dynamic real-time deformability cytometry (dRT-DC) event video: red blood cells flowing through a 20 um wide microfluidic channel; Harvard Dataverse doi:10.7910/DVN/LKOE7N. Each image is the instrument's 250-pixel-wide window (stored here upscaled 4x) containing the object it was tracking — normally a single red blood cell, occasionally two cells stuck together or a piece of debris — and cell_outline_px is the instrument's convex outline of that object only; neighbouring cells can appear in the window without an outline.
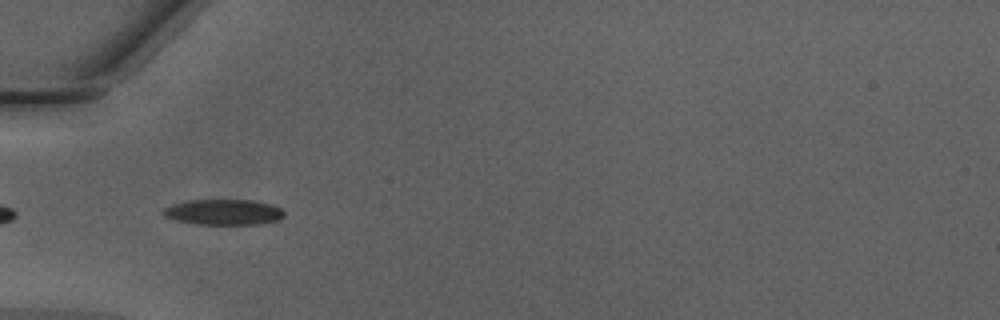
{"species": "Egyptian fruit bat (a non-hibernating species)", "species_latin": "Rousettus aegyptiacus", "temperature_condition": "warm", "stored_images_in_passage": 34, "camera_frame_rate_fps": 3000, "um_per_image_px": 0.085, "animal": {"sex": "male"}, "frame": {"image": 1, "passage_image": 2, "time_ms": 0.333, "image_size_px": [1000, 320], "cell_outline_px": [[284, 216], [280, 220], [260, 224], [196, 224], [176, 220], [164, 216], [164, 208], [172, 204], [188, 200], [252, 200], [272, 204], [280, 208], [284, 212]], "centroid_in_image_um": [19.04, 18.03], "position_along_channel_um": 66.0, "area_um2": 18.03}}
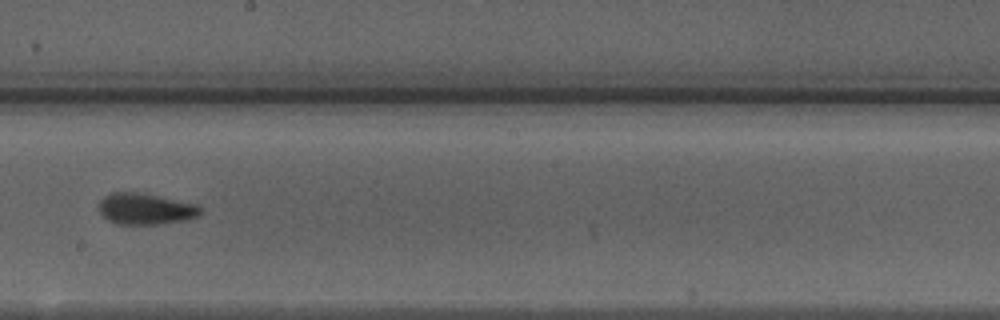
{"frame": {"image": 2, "passage_image": 14, "time_ms": 4.333, "image_size_px": [1000, 320], "cell_outline_px": [[200, 216], [184, 220], [156, 224], [120, 224], [108, 220], [100, 212], [96, 204], [104, 196], [112, 192], [136, 192], [196, 204], [200, 208]], "centroid_in_image_um": [12.31, 17.75], "position_along_channel_um": 235.9, "area_um2": 18.26}}
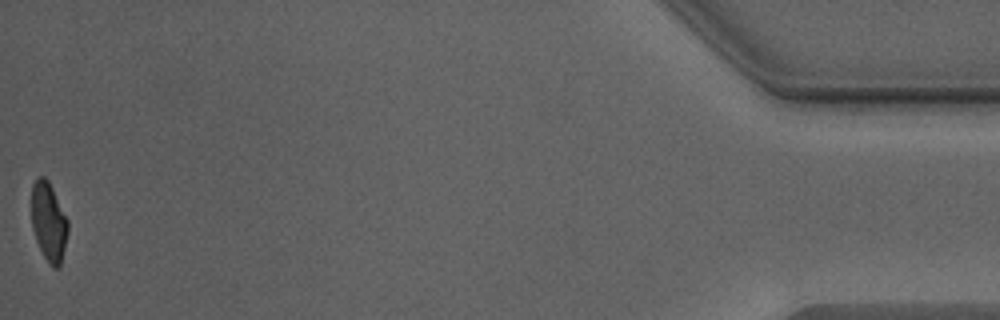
{"frame": {"image": 3, "passage_image": 34, "time_ms": 11.0, "image_size_px": [1000, 320], "cell_outline_px": [[68, 232], [60, 264], [56, 268], [52, 268], [48, 264], [36, 240], [32, 228], [32, 184], [36, 176], [44, 176], [48, 180], [68, 220]], "centroid_in_image_um": [4.13, 18.83], "position_along_channel_um": 431.1, "area_um2": 16.65}, "authors_computed_cell_mechanics": {"area_um2": 18.0625, "velocity_mm_per_s": 4.3068, "shape_relaxation_time_tau1_ms": 5.0031, "shape_relaxation_time_tau2_ms": 2.274, "deformation_change_tau1": 0.1954, "deformation_change_tau2": 0.0862}}